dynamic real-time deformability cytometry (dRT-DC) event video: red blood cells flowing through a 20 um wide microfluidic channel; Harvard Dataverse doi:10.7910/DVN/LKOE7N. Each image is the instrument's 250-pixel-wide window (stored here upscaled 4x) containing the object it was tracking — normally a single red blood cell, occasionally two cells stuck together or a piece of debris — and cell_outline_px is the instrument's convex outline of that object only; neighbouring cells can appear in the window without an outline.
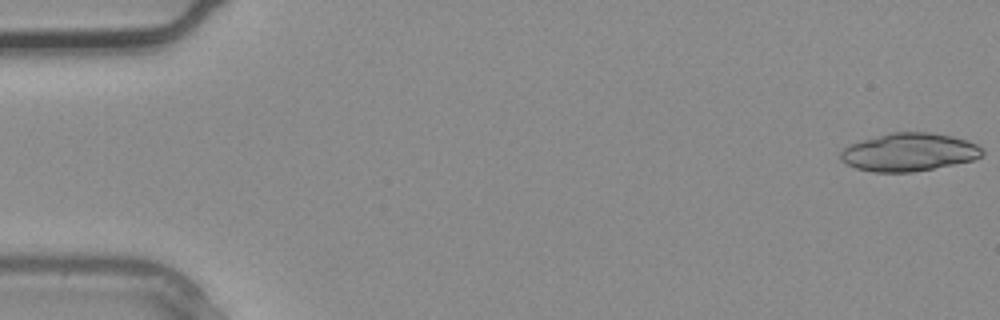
{"species": "common noctule bat (a hibernating species)", "species_latin": "Nyctalus noctula", "temperature_condition": "warm", "stored_images_in_passage": 4, "camera_frame_rate_fps": 3000, "um_per_image_px": 0.085, "animal": {"sex": "male", "body_mass_g": 20.4}, "frame": {"image": 1, "passage_image": 1, "time_ms": 0.0, "image_size_px": [1000, 320], "cell_outline_px": [[984, 152], [980, 156], [972, 160], [912, 172], [872, 172], [856, 168], [840, 160], [840, 152], [848, 144], [892, 132], [928, 132], [952, 136], [968, 140], [976, 144]], "centroid_in_image_um": [77.23, 12.93], "position_along_channel_um": 7.8, "area_um2": 31.15}}